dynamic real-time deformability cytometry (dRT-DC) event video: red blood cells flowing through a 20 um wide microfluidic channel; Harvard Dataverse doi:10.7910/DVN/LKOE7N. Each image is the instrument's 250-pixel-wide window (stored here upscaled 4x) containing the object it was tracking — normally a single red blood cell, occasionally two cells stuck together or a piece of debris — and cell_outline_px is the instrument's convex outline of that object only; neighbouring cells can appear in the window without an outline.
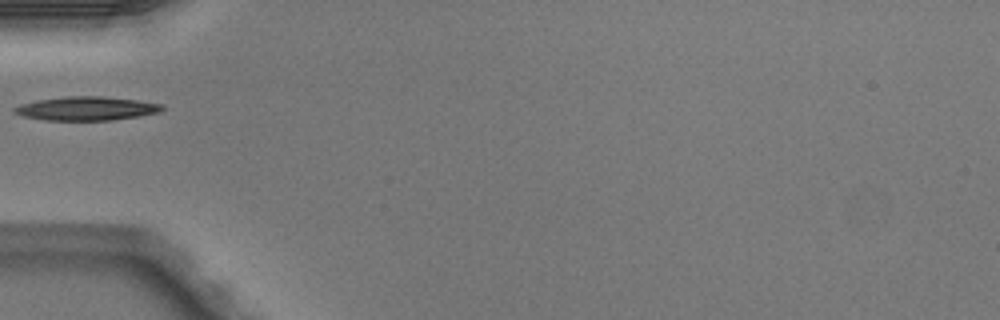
{"species": "Egyptian fruit bat (a non-hibernating species)", "species_latin": "Rousettus aegyptiacus", "temperature_condition": "warm", "stored_images_in_passage": 4, "camera_frame_rate_fps": 3000, "um_per_image_px": 0.085, "animal": {"sex": "male"}, "frame": {"image": 1, "passage_image": 3, "time_ms": 0.667, "image_size_px": [1000, 320], "cell_outline_px": [[164, 108], [160, 112], [112, 120], [44, 120], [24, 116], [16, 112], [12, 108], [20, 104], [40, 100], [64, 96], [104, 96], [140, 100], [164, 104]], "centroid_in_image_um": [7.4, 9.21], "position_along_channel_um": 77.6, "area_um2": 20.4}}
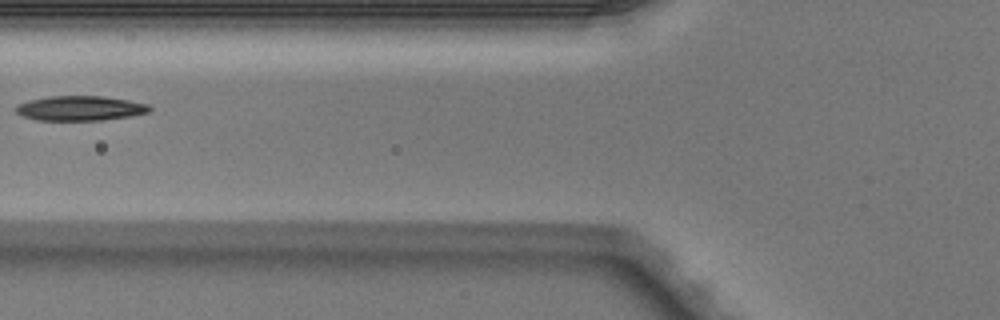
{"frame": {"image": 2, "passage_image": 4, "time_ms": 1.0, "image_size_px": [1000, 320], "cell_outline_px": [[152, 108], [148, 112], [132, 116], [100, 120], [36, 120], [20, 116], [16, 112], [16, 104], [28, 100], [48, 96], [104, 96], [128, 100], [148, 104]], "centroid_in_image_um": [6.78, 9.2], "position_along_channel_um": 119.0, "area_um2": 19.42}}